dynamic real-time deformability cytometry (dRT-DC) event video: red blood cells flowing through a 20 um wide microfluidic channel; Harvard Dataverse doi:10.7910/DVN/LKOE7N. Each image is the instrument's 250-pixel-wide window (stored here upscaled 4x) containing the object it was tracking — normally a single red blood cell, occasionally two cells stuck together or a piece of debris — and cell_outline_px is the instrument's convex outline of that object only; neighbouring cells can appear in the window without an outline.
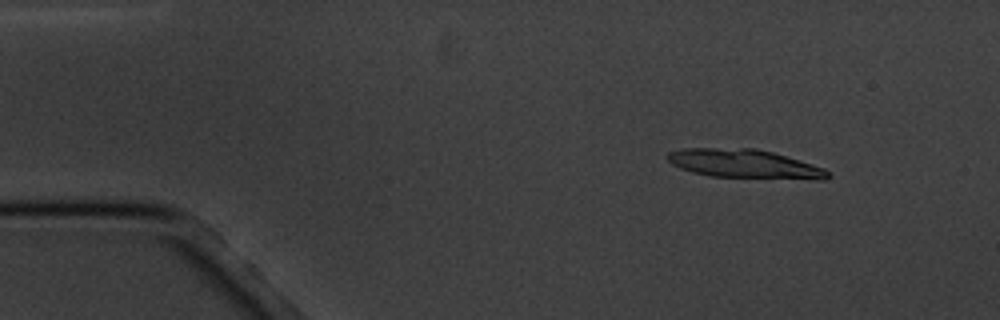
{"species": "common noctule bat (a hibernating species)", "species_latin": "Nyctalus noctula", "temperature_condition": "cold", "stored_images_in_passage": 4, "camera_frame_rate_fps": 3000, "um_per_image_px": 0.085, "animal": {"sex": "male", "body_mass_g": 20.1, "forearm_length_mm": 53.5}, "frame": {"image": 1, "passage_image": 2, "time_ms": 1.333, "image_size_px": [1000, 320], "cell_outline_px": [[832, 176], [824, 180], [816, 180], [712, 176], [692, 172], [680, 168], [672, 164], [664, 156], [668, 152], [684, 148], [756, 148], [772, 152], [800, 160], [824, 168]], "centroid_in_image_um": [63.29, 13.93], "position_along_channel_um": 21.7, "area_um2": 27.11}}